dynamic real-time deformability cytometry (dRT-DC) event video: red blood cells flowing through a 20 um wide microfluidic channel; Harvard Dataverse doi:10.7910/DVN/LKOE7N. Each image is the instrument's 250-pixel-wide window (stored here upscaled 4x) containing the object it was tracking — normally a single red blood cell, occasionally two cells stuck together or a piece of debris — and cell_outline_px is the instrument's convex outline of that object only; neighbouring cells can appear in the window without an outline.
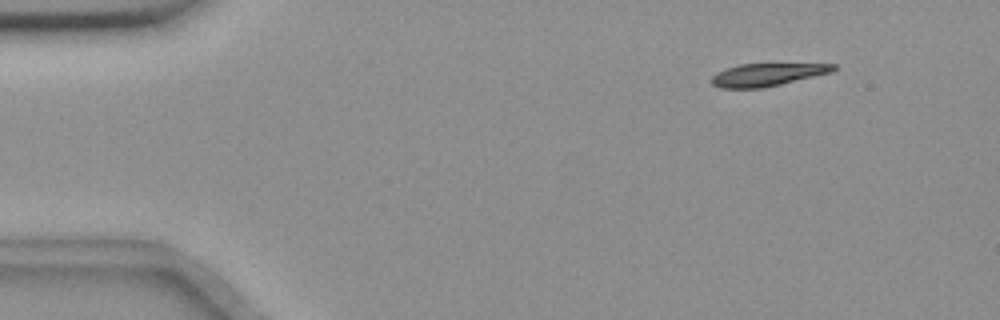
{"species": "common noctule bat (a hibernating species)", "species_latin": "Nyctalus noctula", "temperature_condition": "room temperature", "stored_images_in_passage": 11, "camera_frame_rate_fps": 3000, "um_per_image_px": 0.085, "animal": {"sex": "female", "body_mass_g": 18.4}, "frame": {"image": 1, "passage_image": 1, "time_ms": 0.0, "image_size_px": [1000, 320], "cell_outline_px": [[836, 68], [832, 72], [764, 88], [720, 88], [712, 84], [712, 76], [716, 72], [740, 64], [836, 64]], "centroid_in_image_um": [65.2, 6.35], "position_along_channel_um": 19.8, "area_um2": 15.95}}